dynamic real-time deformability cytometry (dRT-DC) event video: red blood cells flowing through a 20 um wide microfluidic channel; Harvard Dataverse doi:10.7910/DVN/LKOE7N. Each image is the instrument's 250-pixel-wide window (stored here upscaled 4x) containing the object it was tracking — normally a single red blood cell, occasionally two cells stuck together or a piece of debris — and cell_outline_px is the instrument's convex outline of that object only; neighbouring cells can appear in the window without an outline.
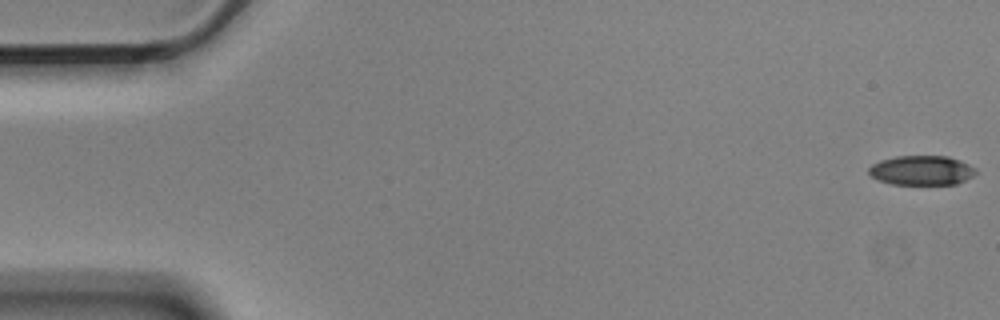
{"species": "Egyptian fruit bat (a non-hibernating species)", "species_latin": "Rousettus aegyptiacus", "temperature_condition": "cold", "stored_images_in_passage": 56, "camera_frame_rate_fps": 3000, "um_per_image_px": 0.085, "animal": {"sex": "male"}, "frame": {"image": 1, "passage_image": 1, "time_ms": 0.0, "image_size_px": [1000, 320], "cell_outline_px": [[976, 172], [972, 176], [956, 184], [892, 184], [880, 180], [872, 176], [868, 172], [868, 168], [872, 164], [880, 160], [896, 156], [948, 156], [960, 160], [976, 168]], "centroid_in_image_um": [78.33, 14.47], "position_along_channel_um": 6.7, "area_um2": 18.32}}
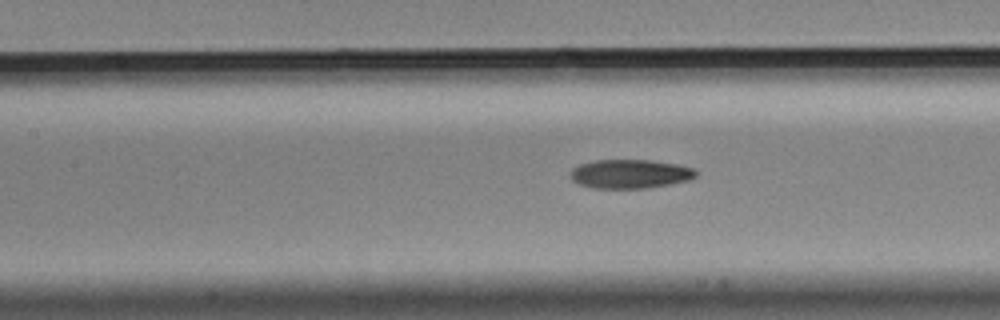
{"frame": {"image": 2, "passage_image": 25, "time_ms": 8.0, "image_size_px": [1000, 320], "cell_outline_px": [[696, 176], [688, 180], [672, 184], [648, 188], [592, 188], [580, 184], [572, 180], [568, 176], [568, 172], [572, 168], [580, 164], [596, 160], [652, 160], [676, 164], [696, 168]], "centroid_in_image_um": [53.54, 14.78], "position_along_channel_um": 153.9, "area_um2": 21.39}}
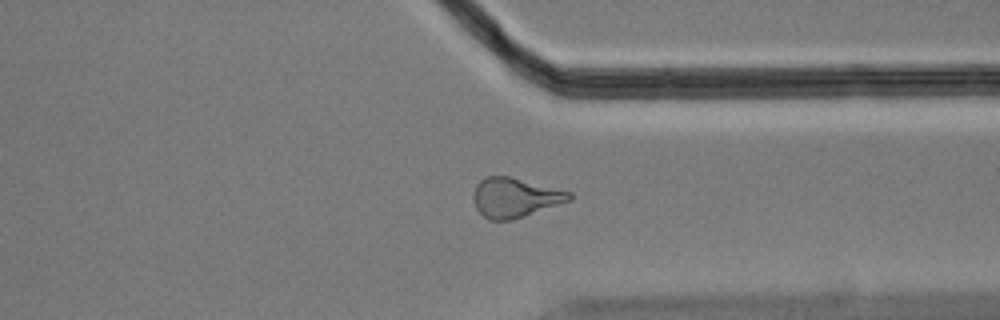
{"frame": {"image": 3, "passage_image": 43, "time_ms": 14.0, "image_size_px": [1000, 320], "cell_outline_px": [[572, 200], [512, 220], [488, 220], [476, 208], [472, 200], [472, 196], [476, 184], [484, 176], [508, 176], [572, 192]], "centroid_in_image_um": [43.75, 16.79], "position_along_channel_um": 367.7, "area_um2": 22.14}, "authors_computed_cell_mechanics": {"area_um2": 21.4727, "velocity_mm_per_s": 3.5792, "shape_relaxation_time_tau1_ms": 8.5887, "shape_relaxation_time_tau2_ms": 5.5545, "deformation_change_tau1": 0.1921, "deformation_change_tau2": 0.1527}}